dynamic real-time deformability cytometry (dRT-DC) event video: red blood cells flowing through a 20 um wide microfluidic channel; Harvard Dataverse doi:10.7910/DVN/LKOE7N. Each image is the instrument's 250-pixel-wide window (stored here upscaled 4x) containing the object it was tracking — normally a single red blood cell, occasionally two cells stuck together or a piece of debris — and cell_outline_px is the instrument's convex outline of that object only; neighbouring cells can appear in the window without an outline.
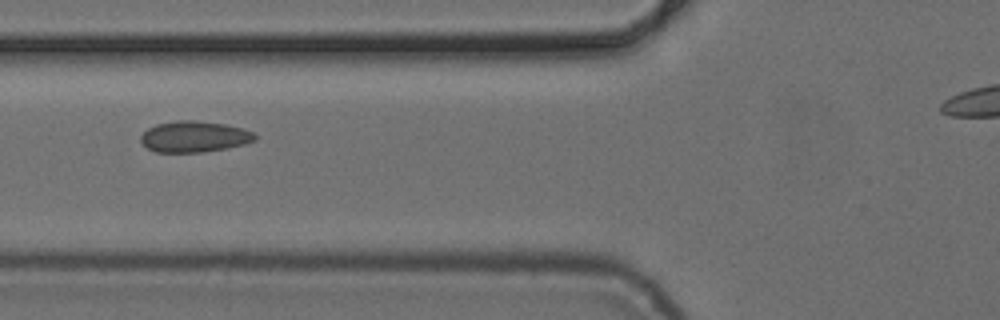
{"species": "common noctule bat (a hibernating species)", "species_latin": "Nyctalus noctula", "temperature_condition": "cold", "stored_images_in_passage": 7, "camera_frame_rate_fps": 3000, "um_per_image_px": 0.085, "animal": {"sex": "female", "body_mass_g": 24.6, "forearm_length_mm": 56.2}, "frame": {"image": 1, "passage_image": 6, "time_ms": 6.0, "image_size_px": [1000, 320], "cell_outline_px": [[256, 140], [244, 144], [228, 148], [200, 152], [156, 152], [148, 148], [140, 140], [140, 136], [148, 128], [156, 124], [176, 120], [196, 120], [228, 124], [244, 128], [252, 132], [256, 136]], "centroid_in_image_um": [16.53, 11.6], "position_along_channel_um": 109.3, "area_um2": 20.81}}
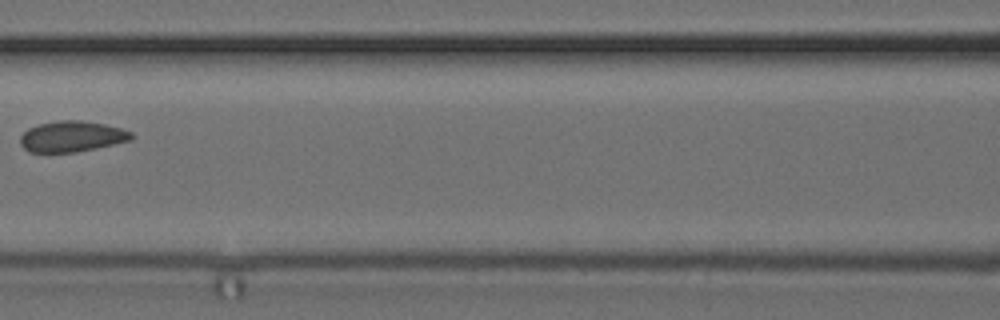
{"frame": {"image": 2, "passage_image": 7, "time_ms": 7.333, "image_size_px": [1000, 320], "cell_outline_px": [[136, 136], [132, 140], [96, 148], [76, 152], [28, 152], [20, 144], [20, 136], [28, 128], [40, 124], [60, 120], [80, 120], [104, 124], [120, 128], [132, 132]], "centroid_in_image_um": [6.12, 11.6], "position_along_channel_um": 160.5, "area_um2": 20.0}}